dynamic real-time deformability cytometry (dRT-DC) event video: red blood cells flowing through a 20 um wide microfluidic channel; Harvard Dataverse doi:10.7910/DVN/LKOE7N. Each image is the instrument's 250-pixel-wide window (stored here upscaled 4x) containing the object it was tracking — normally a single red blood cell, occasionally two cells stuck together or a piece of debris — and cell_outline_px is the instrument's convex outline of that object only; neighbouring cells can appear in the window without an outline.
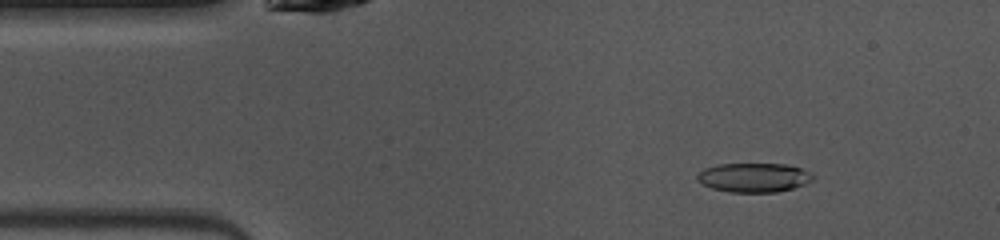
{"species": "common noctule bat (a hibernating species)", "species_latin": "Nyctalus noctula", "temperature_condition": "warm", "stored_images_in_passage": 48, "camera_frame_rate_fps": 3000, "um_per_image_px": 0.085, "animal": {"sex": "female", "body_mass_g": 10.0, "forearm_length_mm": 53.1}, "frame": {"image": 1, "passage_image": 6, "time_ms": 1.667, "image_size_px": [1000, 240], "cell_outline_px": [[816, 176], [812, 180], [804, 184], [792, 188], [776, 192], [728, 192], [712, 188], [696, 180], [696, 176], [704, 168], [720, 164], [788, 164], [800, 168]], "centroid_in_image_um": [64.07, 15.09], "position_along_channel_um": 20.9, "area_um2": 19.59}}
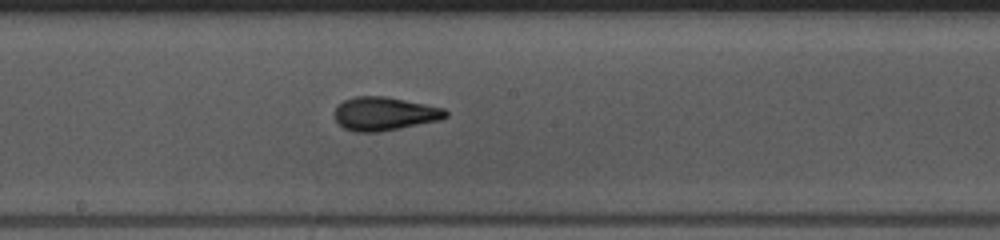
{"frame": {"image": 2, "passage_image": 24, "time_ms": 7.667, "image_size_px": [1000, 240], "cell_outline_px": [[448, 116], [440, 120], [380, 132], [356, 132], [344, 128], [336, 120], [336, 108], [344, 100], [356, 96], [384, 96], [444, 108], [448, 112]], "centroid_in_image_um": [32.7, 9.67], "position_along_channel_um": 215.5, "area_um2": 21.44}}
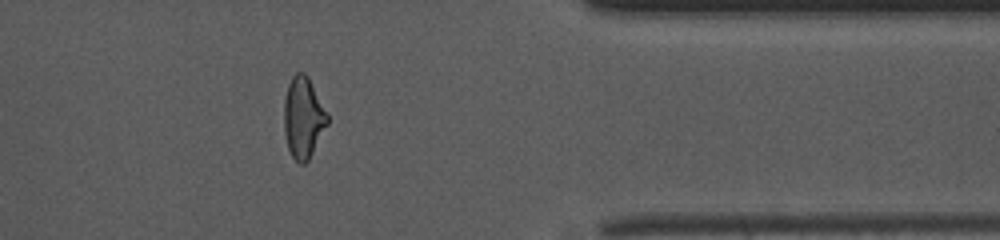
{"frame": {"image": 3, "passage_image": 38, "time_ms": 12.333, "image_size_px": [1000, 240], "cell_outline_px": [[328, 124], [308, 160], [304, 164], [300, 164], [292, 156], [288, 148], [284, 132], [284, 100], [288, 84], [292, 76], [296, 72], [304, 72], [308, 76], [328, 112]], "centroid_in_image_um": [25.78, 9.97], "position_along_channel_um": 385.6, "area_um2": 20.63}, "authors_computed_cell_mechanics": {"area_um2": 20.8947, "velocity_mm_per_s": 4.0792, "shape_relaxation_time_tau1_ms": 3.0136, "shape_relaxation_time_tau2_ms": 1.1531, "deformation_change_tau1": 0.156, "deformation_change_tau2": 0.068}}